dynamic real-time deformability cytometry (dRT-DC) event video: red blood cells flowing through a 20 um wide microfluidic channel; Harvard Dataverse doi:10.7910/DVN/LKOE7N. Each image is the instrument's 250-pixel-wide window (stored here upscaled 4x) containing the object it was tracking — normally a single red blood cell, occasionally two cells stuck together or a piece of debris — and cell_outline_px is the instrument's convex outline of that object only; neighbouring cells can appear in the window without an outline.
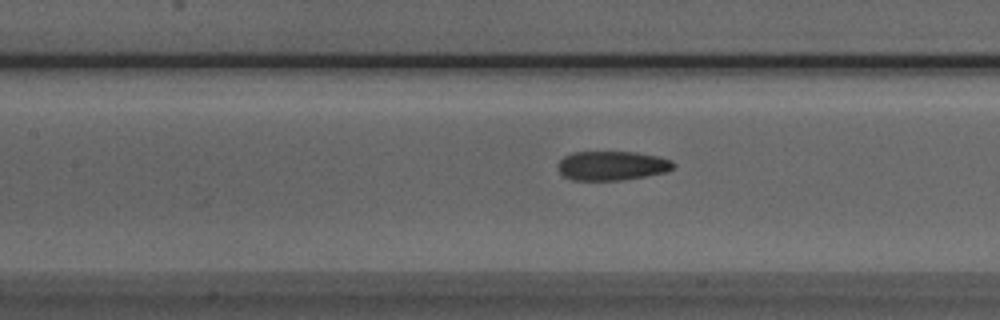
{"species": "Egyptian fruit bat (a non-hibernating species)", "species_latin": "Rousettus aegyptiacus", "temperature_condition": "room temperature", "stored_images_in_passage": 42, "camera_frame_rate_fps": 3000, "um_per_image_px": 0.085, "animal": {"sex": "male"}, "frame": {"image": 1, "passage_image": 18, "time_ms": 5.667, "image_size_px": [1000, 320], "cell_outline_px": [[676, 164], [668, 172], [624, 180], [572, 180], [564, 176], [560, 172], [560, 160], [564, 156], [572, 152], [636, 152], [656, 156], [672, 160]], "centroid_in_image_um": [52.06, 14.08], "position_along_channel_um": 155.3, "area_um2": 19.65}}
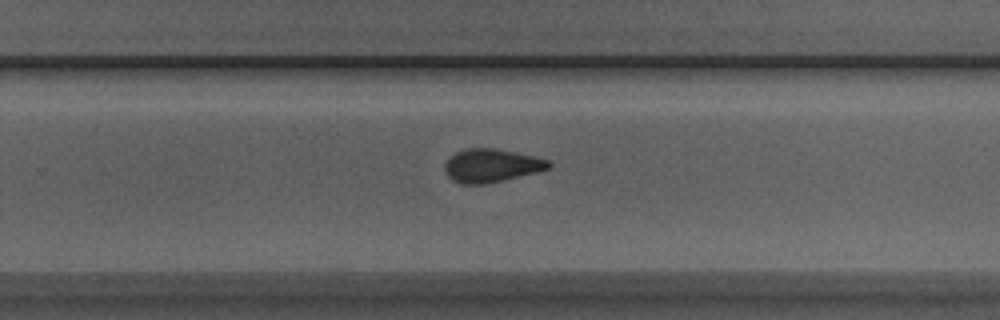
{"frame": {"image": 2, "passage_image": 28, "time_ms": 9.0, "image_size_px": [1000, 320], "cell_outline_px": [[552, 168], [488, 184], [460, 184], [452, 180], [448, 176], [444, 168], [444, 164], [456, 152], [464, 148], [492, 148], [516, 152], [548, 160], [552, 164]], "centroid_in_image_um": [41.76, 14.08], "position_along_channel_um": 288.0, "area_um2": 20.17}}
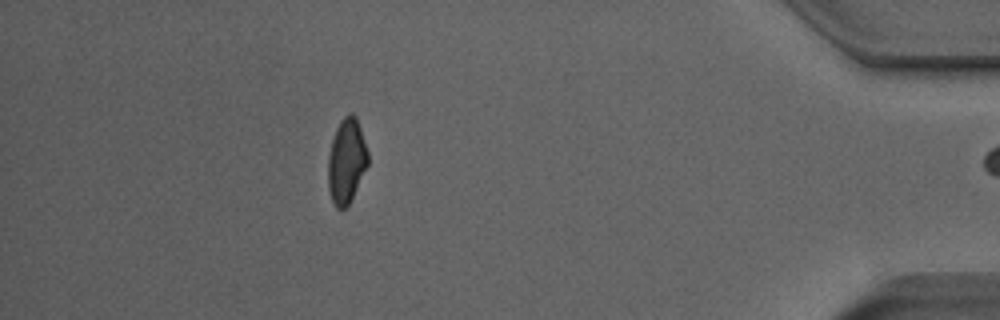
{"frame": {"image": 3, "passage_image": 41, "time_ms": 13.333, "image_size_px": [1000, 320], "cell_outline_px": [[368, 164], [348, 204], [344, 208], [336, 208], [332, 200], [328, 188], [328, 156], [332, 140], [336, 128], [340, 120], [348, 112], [352, 112], [356, 116], [368, 152]], "centroid_in_image_um": [29.44, 13.64], "position_along_channel_um": 405.8, "area_um2": 19.48}, "authors_computed_cell_mechanics": {"area_um2": 20.4323, "velocity_mm_per_s": 3.9928, "shape_relaxation_time_tau1_ms": 6.5548, "shape_relaxation_time_tau2_ms": 1.6565, "deformation_change_tau1": 0.1597, "deformation_change_tau2": 0.0874}}